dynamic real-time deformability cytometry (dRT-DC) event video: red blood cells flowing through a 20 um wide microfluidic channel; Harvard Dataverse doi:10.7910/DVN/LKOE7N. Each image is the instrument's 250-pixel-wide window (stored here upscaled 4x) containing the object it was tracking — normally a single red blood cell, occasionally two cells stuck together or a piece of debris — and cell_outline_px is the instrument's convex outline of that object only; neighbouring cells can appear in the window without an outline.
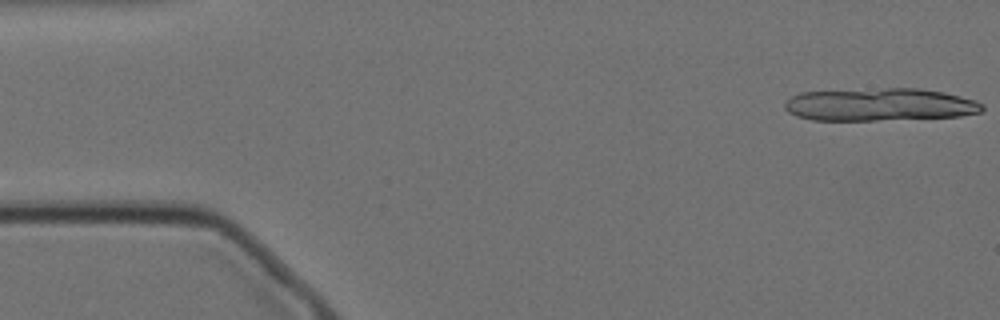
{"species": "Egyptian fruit bat (a non-hibernating species)", "species_latin": "Rousettus aegyptiacus", "temperature_condition": "cold", "stored_images_in_passage": 11, "camera_frame_rate_fps": 3000, "um_per_image_px": 0.085, "animal": {"sex": "female"}, "frame": {"image": 1, "passage_image": 1, "time_ms": 0.0, "image_size_px": [1000, 320], "cell_outline_px": [[984, 108], [980, 112], [960, 116], [876, 120], [812, 120], [796, 116], [788, 112], [784, 108], [784, 104], [792, 96], [800, 92], [884, 88], [920, 88], [944, 92], [976, 100], [984, 104]], "centroid_in_image_um": [74.78, 8.88], "position_along_channel_um": 10.2, "area_um2": 37.74}}